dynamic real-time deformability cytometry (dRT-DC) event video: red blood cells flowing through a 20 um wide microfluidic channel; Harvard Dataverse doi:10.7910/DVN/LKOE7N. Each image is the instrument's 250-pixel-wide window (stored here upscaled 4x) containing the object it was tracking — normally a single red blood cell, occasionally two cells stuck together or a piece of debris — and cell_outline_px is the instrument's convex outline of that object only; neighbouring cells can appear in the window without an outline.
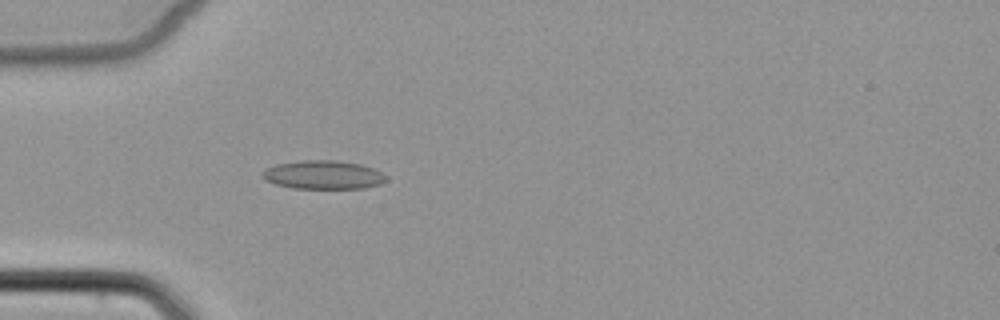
{"species": "common noctule bat (a hibernating species)", "species_latin": "Nyctalus noctula", "temperature_condition": "cold", "stored_images_in_passage": 3, "camera_frame_rate_fps": 3000, "um_per_image_px": 0.085, "animal": {"sex": "female", "body_mass_g": 22.7, "forearm_length_mm": 54.2}, "frame": {"image": 1, "passage_image": 3, "time_ms": 3.333, "image_size_px": [1000, 320], "cell_outline_px": [[388, 180], [380, 184], [364, 188], [292, 188], [276, 184], [264, 180], [260, 172], [276, 164], [300, 160], [336, 160], [360, 164], [372, 168], [388, 176]], "centroid_in_image_um": [27.47, 14.86], "position_along_channel_um": 57.5, "area_um2": 20.69}}